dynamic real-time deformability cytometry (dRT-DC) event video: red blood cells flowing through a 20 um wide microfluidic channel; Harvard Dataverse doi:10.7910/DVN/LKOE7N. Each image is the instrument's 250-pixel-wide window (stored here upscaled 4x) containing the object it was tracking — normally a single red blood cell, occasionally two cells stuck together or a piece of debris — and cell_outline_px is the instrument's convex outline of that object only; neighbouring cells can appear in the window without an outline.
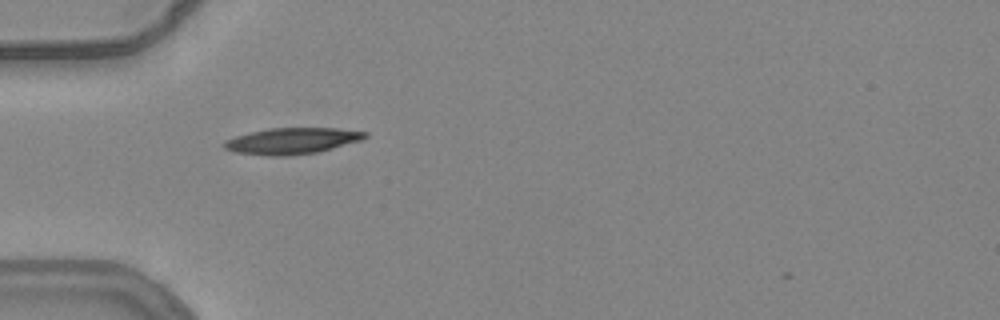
{"species": "common noctule bat (a hibernating species)", "species_latin": "Nyctalus noctula", "temperature_condition": "warm", "stored_images_in_passage": 26, "camera_frame_rate_fps": 3000, "um_per_image_px": 0.085, "animal": {"sex": "female", "body_mass_g": 24.6, "forearm_length_mm": 56.2}, "frame": {"image": 1, "passage_image": 6, "time_ms": 1.667, "image_size_px": [1000, 320], "cell_outline_px": [[368, 136], [364, 140], [316, 152], [288, 156], [268, 156], [236, 152], [224, 148], [224, 140], [236, 136], [268, 128], [336, 128], [368, 132]], "centroid_in_image_um": [24.85, 11.97], "position_along_channel_um": 60.1, "area_um2": 21.5}}
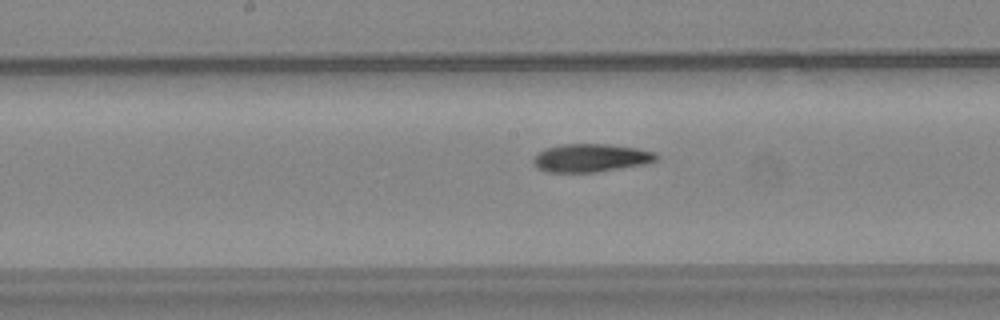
{"frame": {"image": 2, "passage_image": 17, "time_ms": 5.333, "image_size_px": [1000, 320], "cell_outline_px": [[660, 156], [656, 160], [648, 164], [596, 172], [544, 172], [536, 168], [532, 164], [532, 160], [536, 152], [544, 148], [560, 144], [608, 144], [636, 148], [656, 152]], "centroid_in_image_um": [50.19, 13.42], "position_along_channel_um": 198.0, "area_um2": 20.63}}
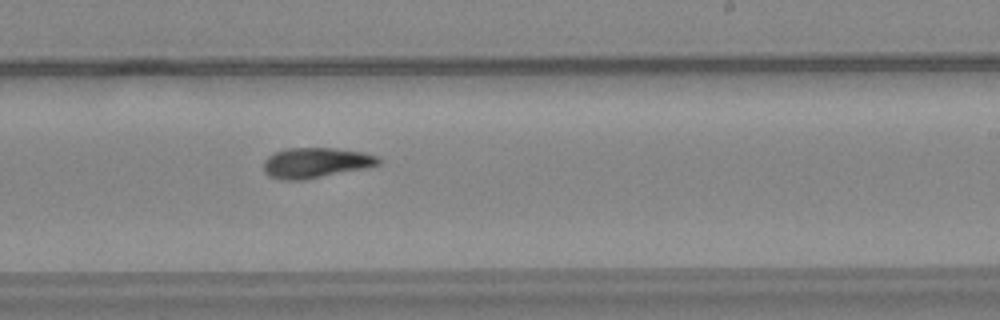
{"frame": {"image": 3, "passage_image": 22, "time_ms": 7.0, "image_size_px": [1000, 320], "cell_outline_px": [[380, 164], [368, 168], [304, 180], [280, 180], [268, 176], [264, 172], [264, 160], [272, 152], [284, 148], [332, 148], [364, 152], [376, 156], [380, 160]], "centroid_in_image_um": [26.81, 13.84], "position_along_channel_um": 262.2, "area_um2": 20.58}}